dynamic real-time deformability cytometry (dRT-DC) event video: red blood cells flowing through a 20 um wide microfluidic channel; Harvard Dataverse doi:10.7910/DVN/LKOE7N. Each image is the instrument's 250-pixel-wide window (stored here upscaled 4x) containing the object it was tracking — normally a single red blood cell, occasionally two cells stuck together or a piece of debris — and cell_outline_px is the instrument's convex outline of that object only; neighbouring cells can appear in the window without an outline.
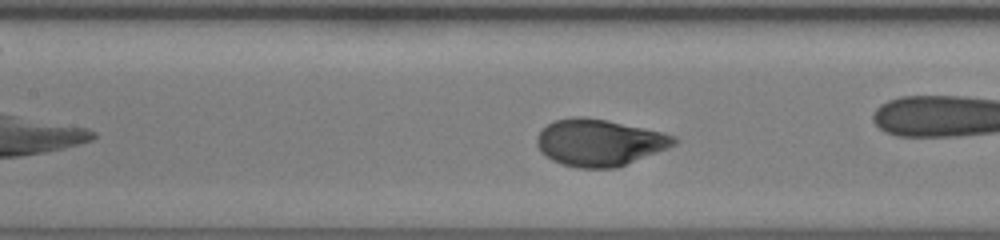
{"species": "human", "species_latin": "Homo sapiens", "temperature_condition": "room temperature", "stored_images_in_passage": 30, "camera_frame_rate_fps": 3000, "um_per_image_px": 0.085, "donor": {"sex": "female"}, "frame": {"image": 1, "passage_image": 13, "time_ms": 4.0, "image_size_px": [1000, 240], "cell_outline_px": [[680, 140], [676, 144], [668, 148], [616, 168], [580, 168], [560, 164], [552, 160], [540, 152], [536, 144], [536, 136], [548, 124], [556, 120], [572, 116], [584, 116], [608, 120], [664, 132], [676, 136]], "centroid_in_image_um": [50.95, 12.11], "position_along_channel_um": 156.4, "area_um2": 37.69}, "authors_computed_cell_mechanics": {"area_um2": 36.8764, "velocity_mm_per_s": 4.3917, "shape_relaxation_time_tau1_ms": 1.9112, "shape_relaxation_time_tau2_ms": null, "deformation_change_tau1": 0.1718, "deformation_change_tau2": null}}